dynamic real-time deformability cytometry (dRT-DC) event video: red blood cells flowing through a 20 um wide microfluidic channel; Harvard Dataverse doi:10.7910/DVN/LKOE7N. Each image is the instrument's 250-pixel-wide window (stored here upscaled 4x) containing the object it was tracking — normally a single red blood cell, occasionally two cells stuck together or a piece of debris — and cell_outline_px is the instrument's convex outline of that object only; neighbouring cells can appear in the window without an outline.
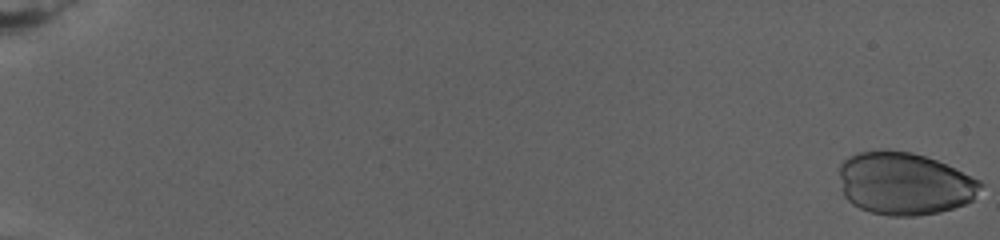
{"species": "human", "species_latin": "Homo sapiens", "temperature_condition": "warm", "stored_images_in_passage": 74, "camera_frame_rate_fps": 3000, "um_per_image_px": 0.085, "donor": {"sex": "female"}, "frame": {"image": 1, "passage_image": 1, "time_ms": 0.0, "image_size_px": [1000, 240], "cell_outline_px": [[984, 184], [972, 200], [964, 204], [940, 212], [916, 216], [888, 216], [872, 212], [860, 208], [852, 204], [844, 196], [840, 176], [840, 164], [848, 156], [856, 152], [912, 152], [936, 160], [980, 180]], "centroid_in_image_um": [76.88, 15.63], "position_along_channel_um": 8.1, "area_um2": 50.98}}
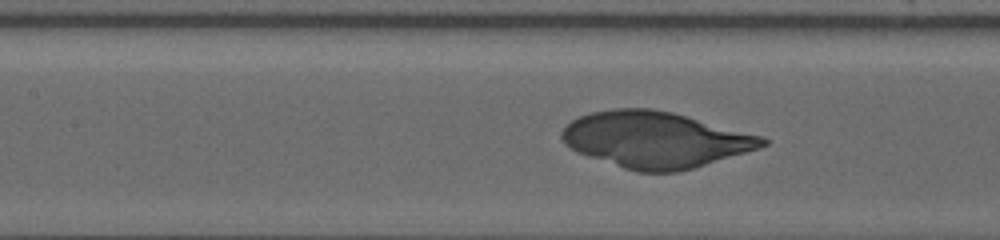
{"frame": {"image": 2, "passage_image": 42, "time_ms": 13.667, "image_size_px": [1000, 240], "cell_outline_px": [[768, 144], [760, 148], [680, 172], [636, 172], [576, 152], [564, 144], [560, 136], [560, 132], [572, 120], [580, 116], [592, 112], [612, 108], [652, 108], [672, 112], [760, 136], [768, 140]], "centroid_in_image_um": [55.66, 11.88], "position_along_channel_um": 151.7, "area_um2": 65.26}}
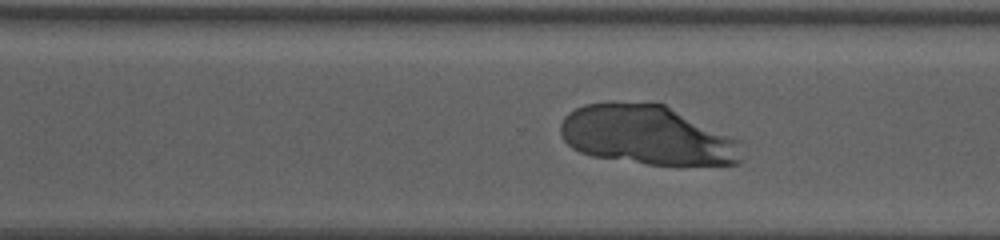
{"frame": {"image": 3, "passage_image": 61, "time_ms": 20.0, "image_size_px": [1000, 240], "cell_outline_px": [[744, 144], [740, 164], [648, 164], [592, 156], [580, 152], [572, 148], [564, 140], [560, 132], [560, 124], [564, 116], [568, 112], [584, 104], [664, 104], [744, 140]], "centroid_in_image_um": [55.09, 11.51], "position_along_channel_um": 315.5, "area_um2": 62.6}}